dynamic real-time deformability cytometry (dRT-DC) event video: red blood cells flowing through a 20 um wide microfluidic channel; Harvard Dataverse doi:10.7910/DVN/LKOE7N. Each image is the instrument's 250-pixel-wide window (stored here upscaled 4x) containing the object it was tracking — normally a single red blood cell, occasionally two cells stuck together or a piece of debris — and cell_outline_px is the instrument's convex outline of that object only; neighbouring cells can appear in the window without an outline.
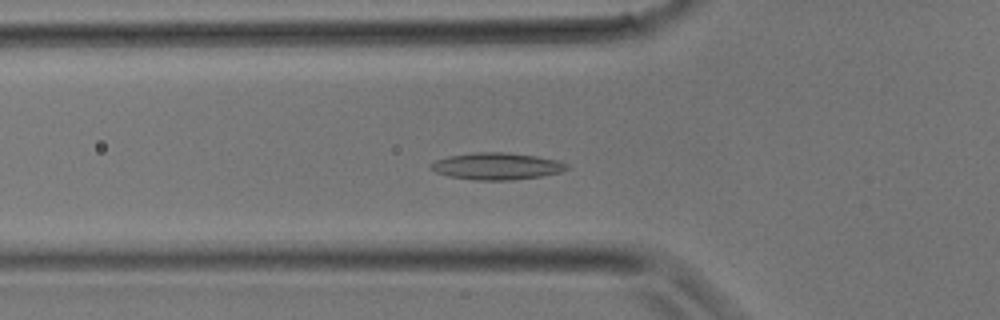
{"species": "common noctule bat (a hibernating species)", "species_latin": "Nyctalus noctula", "temperature_condition": "room temperature", "stored_images_in_passage": 34, "camera_frame_rate_fps": 3000, "um_per_image_px": 0.085, "animal": {"sex": "male", "body_mass_g": 17.9}, "frame": {"image": 1, "passage_image": 12, "time_ms": 3.667, "image_size_px": [1000, 320], "cell_outline_px": [[568, 168], [560, 172], [540, 176], [508, 180], [476, 180], [448, 176], [436, 172], [428, 168], [428, 164], [436, 160], [448, 156], [472, 152], [508, 152], [536, 156], [556, 160], [568, 164]], "centroid_in_image_um": [42.16, 14.11], "position_along_channel_um": 83.6, "area_um2": 21.33}}
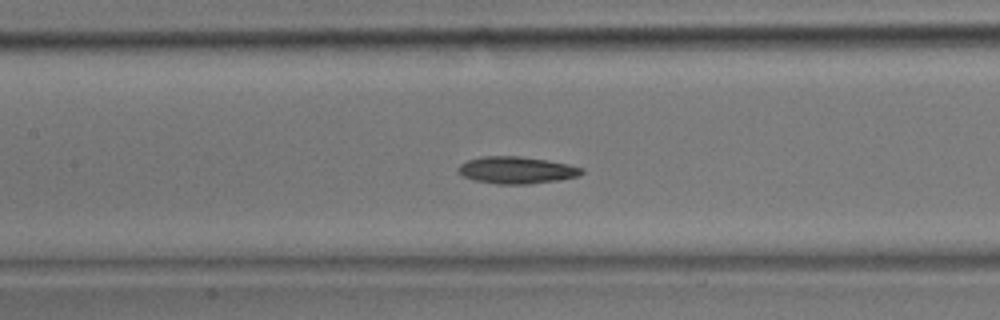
{"frame": {"image": 2, "passage_image": 16, "time_ms": 5.0, "image_size_px": [1000, 320], "cell_outline_px": [[584, 172], [580, 176], [556, 180], [528, 184], [496, 184], [476, 180], [460, 176], [456, 168], [460, 164], [468, 160], [480, 156], [520, 156], [548, 160], [568, 164], [584, 168]], "centroid_in_image_um": [43.89, 14.45], "position_along_channel_um": 163.5, "area_um2": 19.59}}
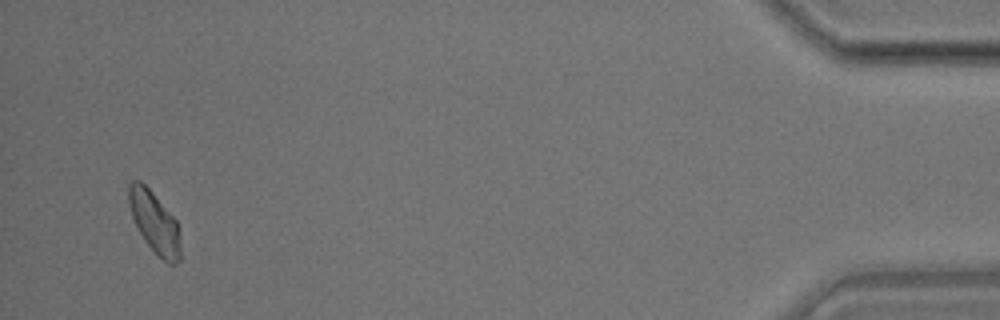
{"frame": {"image": 3, "passage_image": 33, "time_ms": 10.667, "image_size_px": [1000, 320], "cell_outline_px": [[180, 260], [176, 264], [168, 264], [148, 244], [140, 232], [132, 216], [128, 204], [128, 184], [132, 180], [140, 180], [152, 192], [176, 220], [180, 248]], "centroid_in_image_um": [13.11, 18.87], "position_along_channel_um": 422.1, "area_um2": 18.03}}